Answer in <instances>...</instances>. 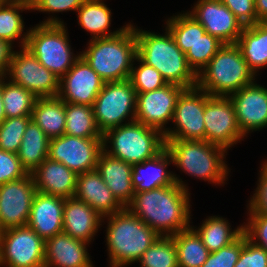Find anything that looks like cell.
<instances>
[{
  "mask_svg": "<svg viewBox=\"0 0 267 267\" xmlns=\"http://www.w3.org/2000/svg\"><path fill=\"white\" fill-rule=\"evenodd\" d=\"M27 175L17 154L0 149V185Z\"/></svg>",
  "mask_w": 267,
  "mask_h": 267,
  "instance_id": "obj_42",
  "label": "cell"
},
{
  "mask_svg": "<svg viewBox=\"0 0 267 267\" xmlns=\"http://www.w3.org/2000/svg\"><path fill=\"white\" fill-rule=\"evenodd\" d=\"M236 44H224L197 75V87L211 96H229L255 81Z\"/></svg>",
  "mask_w": 267,
  "mask_h": 267,
  "instance_id": "obj_5",
  "label": "cell"
},
{
  "mask_svg": "<svg viewBox=\"0 0 267 267\" xmlns=\"http://www.w3.org/2000/svg\"><path fill=\"white\" fill-rule=\"evenodd\" d=\"M136 95L129 79L105 82L92 106L97 126L102 134L124 123L135 121ZM126 119H129L128 123Z\"/></svg>",
  "mask_w": 267,
  "mask_h": 267,
  "instance_id": "obj_9",
  "label": "cell"
},
{
  "mask_svg": "<svg viewBox=\"0 0 267 267\" xmlns=\"http://www.w3.org/2000/svg\"><path fill=\"white\" fill-rule=\"evenodd\" d=\"M140 267H178L177 250L172 236H159L137 261Z\"/></svg>",
  "mask_w": 267,
  "mask_h": 267,
  "instance_id": "obj_37",
  "label": "cell"
},
{
  "mask_svg": "<svg viewBox=\"0 0 267 267\" xmlns=\"http://www.w3.org/2000/svg\"><path fill=\"white\" fill-rule=\"evenodd\" d=\"M74 197L87 203L101 217L112 215L124 208L114 197L97 170L77 174Z\"/></svg>",
  "mask_w": 267,
  "mask_h": 267,
  "instance_id": "obj_24",
  "label": "cell"
},
{
  "mask_svg": "<svg viewBox=\"0 0 267 267\" xmlns=\"http://www.w3.org/2000/svg\"><path fill=\"white\" fill-rule=\"evenodd\" d=\"M45 241L28 225L5 229L0 238V266L45 267Z\"/></svg>",
  "mask_w": 267,
  "mask_h": 267,
  "instance_id": "obj_10",
  "label": "cell"
},
{
  "mask_svg": "<svg viewBox=\"0 0 267 267\" xmlns=\"http://www.w3.org/2000/svg\"><path fill=\"white\" fill-rule=\"evenodd\" d=\"M96 170L117 201L123 207H127L135 193L131 180L133 165L112 157L102 150L98 156Z\"/></svg>",
  "mask_w": 267,
  "mask_h": 267,
  "instance_id": "obj_25",
  "label": "cell"
},
{
  "mask_svg": "<svg viewBox=\"0 0 267 267\" xmlns=\"http://www.w3.org/2000/svg\"><path fill=\"white\" fill-rule=\"evenodd\" d=\"M13 45L4 40L0 39V72L5 76L7 73L8 67L10 65V62L12 60V56L14 51Z\"/></svg>",
  "mask_w": 267,
  "mask_h": 267,
  "instance_id": "obj_48",
  "label": "cell"
},
{
  "mask_svg": "<svg viewBox=\"0 0 267 267\" xmlns=\"http://www.w3.org/2000/svg\"><path fill=\"white\" fill-rule=\"evenodd\" d=\"M6 119V114L4 110V104L2 100V80L0 82V124Z\"/></svg>",
  "mask_w": 267,
  "mask_h": 267,
  "instance_id": "obj_51",
  "label": "cell"
},
{
  "mask_svg": "<svg viewBox=\"0 0 267 267\" xmlns=\"http://www.w3.org/2000/svg\"><path fill=\"white\" fill-rule=\"evenodd\" d=\"M262 166L267 170V160L265 162H263Z\"/></svg>",
  "mask_w": 267,
  "mask_h": 267,
  "instance_id": "obj_54",
  "label": "cell"
},
{
  "mask_svg": "<svg viewBox=\"0 0 267 267\" xmlns=\"http://www.w3.org/2000/svg\"><path fill=\"white\" fill-rule=\"evenodd\" d=\"M258 186L247 206L249 214L267 215V170L261 166Z\"/></svg>",
  "mask_w": 267,
  "mask_h": 267,
  "instance_id": "obj_46",
  "label": "cell"
},
{
  "mask_svg": "<svg viewBox=\"0 0 267 267\" xmlns=\"http://www.w3.org/2000/svg\"><path fill=\"white\" fill-rule=\"evenodd\" d=\"M102 146V138H80L64 134L50 139L48 158L81 174L96 170Z\"/></svg>",
  "mask_w": 267,
  "mask_h": 267,
  "instance_id": "obj_13",
  "label": "cell"
},
{
  "mask_svg": "<svg viewBox=\"0 0 267 267\" xmlns=\"http://www.w3.org/2000/svg\"><path fill=\"white\" fill-rule=\"evenodd\" d=\"M238 127L245 137L253 131L267 127V88L254 81L229 95Z\"/></svg>",
  "mask_w": 267,
  "mask_h": 267,
  "instance_id": "obj_19",
  "label": "cell"
},
{
  "mask_svg": "<svg viewBox=\"0 0 267 267\" xmlns=\"http://www.w3.org/2000/svg\"><path fill=\"white\" fill-rule=\"evenodd\" d=\"M3 78H5V76L0 72V82Z\"/></svg>",
  "mask_w": 267,
  "mask_h": 267,
  "instance_id": "obj_55",
  "label": "cell"
},
{
  "mask_svg": "<svg viewBox=\"0 0 267 267\" xmlns=\"http://www.w3.org/2000/svg\"><path fill=\"white\" fill-rule=\"evenodd\" d=\"M5 2L3 0H0V6L3 5Z\"/></svg>",
  "mask_w": 267,
  "mask_h": 267,
  "instance_id": "obj_56",
  "label": "cell"
},
{
  "mask_svg": "<svg viewBox=\"0 0 267 267\" xmlns=\"http://www.w3.org/2000/svg\"><path fill=\"white\" fill-rule=\"evenodd\" d=\"M65 116L64 134L80 138H103V134L97 126L92 106L65 102Z\"/></svg>",
  "mask_w": 267,
  "mask_h": 267,
  "instance_id": "obj_33",
  "label": "cell"
},
{
  "mask_svg": "<svg viewBox=\"0 0 267 267\" xmlns=\"http://www.w3.org/2000/svg\"><path fill=\"white\" fill-rule=\"evenodd\" d=\"M86 48L81 57L105 82L129 79L137 57L136 34L131 23L114 36L90 39Z\"/></svg>",
  "mask_w": 267,
  "mask_h": 267,
  "instance_id": "obj_4",
  "label": "cell"
},
{
  "mask_svg": "<svg viewBox=\"0 0 267 267\" xmlns=\"http://www.w3.org/2000/svg\"><path fill=\"white\" fill-rule=\"evenodd\" d=\"M223 45L218 38L204 33L185 53L189 67L198 75Z\"/></svg>",
  "mask_w": 267,
  "mask_h": 267,
  "instance_id": "obj_38",
  "label": "cell"
},
{
  "mask_svg": "<svg viewBox=\"0 0 267 267\" xmlns=\"http://www.w3.org/2000/svg\"><path fill=\"white\" fill-rule=\"evenodd\" d=\"M5 229L4 227L2 226V223L0 221V238H1V235L4 233Z\"/></svg>",
  "mask_w": 267,
  "mask_h": 267,
  "instance_id": "obj_53",
  "label": "cell"
},
{
  "mask_svg": "<svg viewBox=\"0 0 267 267\" xmlns=\"http://www.w3.org/2000/svg\"><path fill=\"white\" fill-rule=\"evenodd\" d=\"M105 81L81 56L60 78L57 97L66 103L93 106Z\"/></svg>",
  "mask_w": 267,
  "mask_h": 267,
  "instance_id": "obj_17",
  "label": "cell"
},
{
  "mask_svg": "<svg viewBox=\"0 0 267 267\" xmlns=\"http://www.w3.org/2000/svg\"><path fill=\"white\" fill-rule=\"evenodd\" d=\"M78 24L84 30L90 32L91 39L114 36L128 25L121 27L119 30L110 32L108 29L111 25V10L103 0H86L77 9Z\"/></svg>",
  "mask_w": 267,
  "mask_h": 267,
  "instance_id": "obj_27",
  "label": "cell"
},
{
  "mask_svg": "<svg viewBox=\"0 0 267 267\" xmlns=\"http://www.w3.org/2000/svg\"><path fill=\"white\" fill-rule=\"evenodd\" d=\"M5 3L22 4L32 9L37 0H3Z\"/></svg>",
  "mask_w": 267,
  "mask_h": 267,
  "instance_id": "obj_50",
  "label": "cell"
},
{
  "mask_svg": "<svg viewBox=\"0 0 267 267\" xmlns=\"http://www.w3.org/2000/svg\"><path fill=\"white\" fill-rule=\"evenodd\" d=\"M244 245V232L230 245L210 252L201 267H234L240 257Z\"/></svg>",
  "mask_w": 267,
  "mask_h": 267,
  "instance_id": "obj_41",
  "label": "cell"
},
{
  "mask_svg": "<svg viewBox=\"0 0 267 267\" xmlns=\"http://www.w3.org/2000/svg\"><path fill=\"white\" fill-rule=\"evenodd\" d=\"M190 193L177 183L135 192L127 208L161 236L190 227Z\"/></svg>",
  "mask_w": 267,
  "mask_h": 267,
  "instance_id": "obj_1",
  "label": "cell"
},
{
  "mask_svg": "<svg viewBox=\"0 0 267 267\" xmlns=\"http://www.w3.org/2000/svg\"><path fill=\"white\" fill-rule=\"evenodd\" d=\"M236 45L255 75L267 67V30L259 22L245 26Z\"/></svg>",
  "mask_w": 267,
  "mask_h": 267,
  "instance_id": "obj_29",
  "label": "cell"
},
{
  "mask_svg": "<svg viewBox=\"0 0 267 267\" xmlns=\"http://www.w3.org/2000/svg\"><path fill=\"white\" fill-rule=\"evenodd\" d=\"M107 219L106 244L110 267H126L137 262L160 236L127 207Z\"/></svg>",
  "mask_w": 267,
  "mask_h": 267,
  "instance_id": "obj_3",
  "label": "cell"
},
{
  "mask_svg": "<svg viewBox=\"0 0 267 267\" xmlns=\"http://www.w3.org/2000/svg\"><path fill=\"white\" fill-rule=\"evenodd\" d=\"M37 192L31 174L0 185V221L4 229L28 224Z\"/></svg>",
  "mask_w": 267,
  "mask_h": 267,
  "instance_id": "obj_16",
  "label": "cell"
},
{
  "mask_svg": "<svg viewBox=\"0 0 267 267\" xmlns=\"http://www.w3.org/2000/svg\"><path fill=\"white\" fill-rule=\"evenodd\" d=\"M259 23L267 30V18L259 21Z\"/></svg>",
  "mask_w": 267,
  "mask_h": 267,
  "instance_id": "obj_52",
  "label": "cell"
},
{
  "mask_svg": "<svg viewBox=\"0 0 267 267\" xmlns=\"http://www.w3.org/2000/svg\"><path fill=\"white\" fill-rule=\"evenodd\" d=\"M25 10L30 11L31 8L12 3H4L0 6V39H4L13 45V42L20 38L21 48L25 47L29 32H23L24 20L22 15L19 14L20 11Z\"/></svg>",
  "mask_w": 267,
  "mask_h": 267,
  "instance_id": "obj_36",
  "label": "cell"
},
{
  "mask_svg": "<svg viewBox=\"0 0 267 267\" xmlns=\"http://www.w3.org/2000/svg\"><path fill=\"white\" fill-rule=\"evenodd\" d=\"M247 221L243 225V232L255 245L267 251V215L249 214Z\"/></svg>",
  "mask_w": 267,
  "mask_h": 267,
  "instance_id": "obj_44",
  "label": "cell"
},
{
  "mask_svg": "<svg viewBox=\"0 0 267 267\" xmlns=\"http://www.w3.org/2000/svg\"><path fill=\"white\" fill-rule=\"evenodd\" d=\"M7 75V76H6ZM24 87L37 98L57 97L60 78L43 66L25 47L14 51L5 79Z\"/></svg>",
  "mask_w": 267,
  "mask_h": 267,
  "instance_id": "obj_12",
  "label": "cell"
},
{
  "mask_svg": "<svg viewBox=\"0 0 267 267\" xmlns=\"http://www.w3.org/2000/svg\"><path fill=\"white\" fill-rule=\"evenodd\" d=\"M104 222L87 203L75 197L65 198L63 209V233L90 243Z\"/></svg>",
  "mask_w": 267,
  "mask_h": 267,
  "instance_id": "obj_26",
  "label": "cell"
},
{
  "mask_svg": "<svg viewBox=\"0 0 267 267\" xmlns=\"http://www.w3.org/2000/svg\"><path fill=\"white\" fill-rule=\"evenodd\" d=\"M185 88L167 83L157 90L136 93L135 121L155 128L163 134L173 119L176 102Z\"/></svg>",
  "mask_w": 267,
  "mask_h": 267,
  "instance_id": "obj_15",
  "label": "cell"
},
{
  "mask_svg": "<svg viewBox=\"0 0 267 267\" xmlns=\"http://www.w3.org/2000/svg\"><path fill=\"white\" fill-rule=\"evenodd\" d=\"M205 141L228 150L244 138L229 96H211L204 110Z\"/></svg>",
  "mask_w": 267,
  "mask_h": 267,
  "instance_id": "obj_14",
  "label": "cell"
},
{
  "mask_svg": "<svg viewBox=\"0 0 267 267\" xmlns=\"http://www.w3.org/2000/svg\"><path fill=\"white\" fill-rule=\"evenodd\" d=\"M86 0H37L31 10L46 12V13H58L67 11H77V9Z\"/></svg>",
  "mask_w": 267,
  "mask_h": 267,
  "instance_id": "obj_47",
  "label": "cell"
},
{
  "mask_svg": "<svg viewBox=\"0 0 267 267\" xmlns=\"http://www.w3.org/2000/svg\"><path fill=\"white\" fill-rule=\"evenodd\" d=\"M187 13L224 44H236L244 28L220 0H198Z\"/></svg>",
  "mask_w": 267,
  "mask_h": 267,
  "instance_id": "obj_18",
  "label": "cell"
},
{
  "mask_svg": "<svg viewBox=\"0 0 267 267\" xmlns=\"http://www.w3.org/2000/svg\"><path fill=\"white\" fill-rule=\"evenodd\" d=\"M33 120L49 139L65 133V102L58 97L38 98L31 113Z\"/></svg>",
  "mask_w": 267,
  "mask_h": 267,
  "instance_id": "obj_28",
  "label": "cell"
},
{
  "mask_svg": "<svg viewBox=\"0 0 267 267\" xmlns=\"http://www.w3.org/2000/svg\"><path fill=\"white\" fill-rule=\"evenodd\" d=\"M64 203L65 198L37 192L27 225L44 241L62 233Z\"/></svg>",
  "mask_w": 267,
  "mask_h": 267,
  "instance_id": "obj_21",
  "label": "cell"
},
{
  "mask_svg": "<svg viewBox=\"0 0 267 267\" xmlns=\"http://www.w3.org/2000/svg\"><path fill=\"white\" fill-rule=\"evenodd\" d=\"M173 163L172 156L165 148L156 157L144 161L140 164L133 165L132 183L135 192L149 191L162 186L172 185L177 183L185 190H189L181 178L177 177L175 173L167 170L168 165Z\"/></svg>",
  "mask_w": 267,
  "mask_h": 267,
  "instance_id": "obj_22",
  "label": "cell"
},
{
  "mask_svg": "<svg viewBox=\"0 0 267 267\" xmlns=\"http://www.w3.org/2000/svg\"><path fill=\"white\" fill-rule=\"evenodd\" d=\"M234 267H267V251L255 245L244 233V245Z\"/></svg>",
  "mask_w": 267,
  "mask_h": 267,
  "instance_id": "obj_43",
  "label": "cell"
},
{
  "mask_svg": "<svg viewBox=\"0 0 267 267\" xmlns=\"http://www.w3.org/2000/svg\"><path fill=\"white\" fill-rule=\"evenodd\" d=\"M31 175L40 193L62 198L75 195L77 174L60 162L46 158Z\"/></svg>",
  "mask_w": 267,
  "mask_h": 267,
  "instance_id": "obj_23",
  "label": "cell"
},
{
  "mask_svg": "<svg viewBox=\"0 0 267 267\" xmlns=\"http://www.w3.org/2000/svg\"><path fill=\"white\" fill-rule=\"evenodd\" d=\"M50 139L45 132L30 120L26 126L17 156L21 165L31 174L46 158H48Z\"/></svg>",
  "mask_w": 267,
  "mask_h": 267,
  "instance_id": "obj_30",
  "label": "cell"
},
{
  "mask_svg": "<svg viewBox=\"0 0 267 267\" xmlns=\"http://www.w3.org/2000/svg\"><path fill=\"white\" fill-rule=\"evenodd\" d=\"M37 99L24 87L2 79V100L6 118L31 116Z\"/></svg>",
  "mask_w": 267,
  "mask_h": 267,
  "instance_id": "obj_34",
  "label": "cell"
},
{
  "mask_svg": "<svg viewBox=\"0 0 267 267\" xmlns=\"http://www.w3.org/2000/svg\"><path fill=\"white\" fill-rule=\"evenodd\" d=\"M242 23L249 26L257 23L255 0H220Z\"/></svg>",
  "mask_w": 267,
  "mask_h": 267,
  "instance_id": "obj_45",
  "label": "cell"
},
{
  "mask_svg": "<svg viewBox=\"0 0 267 267\" xmlns=\"http://www.w3.org/2000/svg\"><path fill=\"white\" fill-rule=\"evenodd\" d=\"M132 26L136 34L137 56L144 63L159 71L167 83L185 89L196 87L197 75L189 67L185 53L166 27L165 34L161 35Z\"/></svg>",
  "mask_w": 267,
  "mask_h": 267,
  "instance_id": "obj_2",
  "label": "cell"
},
{
  "mask_svg": "<svg viewBox=\"0 0 267 267\" xmlns=\"http://www.w3.org/2000/svg\"><path fill=\"white\" fill-rule=\"evenodd\" d=\"M83 240L60 233L45 240V267H94Z\"/></svg>",
  "mask_w": 267,
  "mask_h": 267,
  "instance_id": "obj_20",
  "label": "cell"
},
{
  "mask_svg": "<svg viewBox=\"0 0 267 267\" xmlns=\"http://www.w3.org/2000/svg\"><path fill=\"white\" fill-rule=\"evenodd\" d=\"M230 227L226 218L214 215L206 218L197 229L194 226L192 228L198 233L206 248L214 252L230 245L243 233V225L234 230Z\"/></svg>",
  "mask_w": 267,
  "mask_h": 267,
  "instance_id": "obj_31",
  "label": "cell"
},
{
  "mask_svg": "<svg viewBox=\"0 0 267 267\" xmlns=\"http://www.w3.org/2000/svg\"><path fill=\"white\" fill-rule=\"evenodd\" d=\"M102 143L104 152L132 165L150 160L166 148L161 131L136 121L106 131Z\"/></svg>",
  "mask_w": 267,
  "mask_h": 267,
  "instance_id": "obj_7",
  "label": "cell"
},
{
  "mask_svg": "<svg viewBox=\"0 0 267 267\" xmlns=\"http://www.w3.org/2000/svg\"><path fill=\"white\" fill-rule=\"evenodd\" d=\"M64 22L56 17L47 18L28 29L25 48L56 76L61 78L81 56L73 54Z\"/></svg>",
  "mask_w": 267,
  "mask_h": 267,
  "instance_id": "obj_8",
  "label": "cell"
},
{
  "mask_svg": "<svg viewBox=\"0 0 267 267\" xmlns=\"http://www.w3.org/2000/svg\"><path fill=\"white\" fill-rule=\"evenodd\" d=\"M135 61H138L137 64H139V66L136 68L133 63L129 81L136 93L157 90L167 84L159 71H157L154 67L144 63L138 56L135 58Z\"/></svg>",
  "mask_w": 267,
  "mask_h": 267,
  "instance_id": "obj_40",
  "label": "cell"
},
{
  "mask_svg": "<svg viewBox=\"0 0 267 267\" xmlns=\"http://www.w3.org/2000/svg\"><path fill=\"white\" fill-rule=\"evenodd\" d=\"M257 23L267 18V0H255Z\"/></svg>",
  "mask_w": 267,
  "mask_h": 267,
  "instance_id": "obj_49",
  "label": "cell"
},
{
  "mask_svg": "<svg viewBox=\"0 0 267 267\" xmlns=\"http://www.w3.org/2000/svg\"><path fill=\"white\" fill-rule=\"evenodd\" d=\"M209 94L196 87L184 89L173 114L172 128L164 133L165 140H205L204 110Z\"/></svg>",
  "mask_w": 267,
  "mask_h": 267,
  "instance_id": "obj_11",
  "label": "cell"
},
{
  "mask_svg": "<svg viewBox=\"0 0 267 267\" xmlns=\"http://www.w3.org/2000/svg\"><path fill=\"white\" fill-rule=\"evenodd\" d=\"M30 120L31 116L6 118L0 124V149L17 154Z\"/></svg>",
  "mask_w": 267,
  "mask_h": 267,
  "instance_id": "obj_39",
  "label": "cell"
},
{
  "mask_svg": "<svg viewBox=\"0 0 267 267\" xmlns=\"http://www.w3.org/2000/svg\"><path fill=\"white\" fill-rule=\"evenodd\" d=\"M177 250L178 267H201L210 251L192 225L172 235Z\"/></svg>",
  "mask_w": 267,
  "mask_h": 267,
  "instance_id": "obj_32",
  "label": "cell"
},
{
  "mask_svg": "<svg viewBox=\"0 0 267 267\" xmlns=\"http://www.w3.org/2000/svg\"><path fill=\"white\" fill-rule=\"evenodd\" d=\"M166 25V28L172 34L177 46L183 53H186L206 33L204 27L187 12L171 16L166 21Z\"/></svg>",
  "mask_w": 267,
  "mask_h": 267,
  "instance_id": "obj_35",
  "label": "cell"
},
{
  "mask_svg": "<svg viewBox=\"0 0 267 267\" xmlns=\"http://www.w3.org/2000/svg\"><path fill=\"white\" fill-rule=\"evenodd\" d=\"M174 165L185 174L223 185L228 178L227 150L205 140H165Z\"/></svg>",
  "mask_w": 267,
  "mask_h": 267,
  "instance_id": "obj_6",
  "label": "cell"
}]
</instances>
